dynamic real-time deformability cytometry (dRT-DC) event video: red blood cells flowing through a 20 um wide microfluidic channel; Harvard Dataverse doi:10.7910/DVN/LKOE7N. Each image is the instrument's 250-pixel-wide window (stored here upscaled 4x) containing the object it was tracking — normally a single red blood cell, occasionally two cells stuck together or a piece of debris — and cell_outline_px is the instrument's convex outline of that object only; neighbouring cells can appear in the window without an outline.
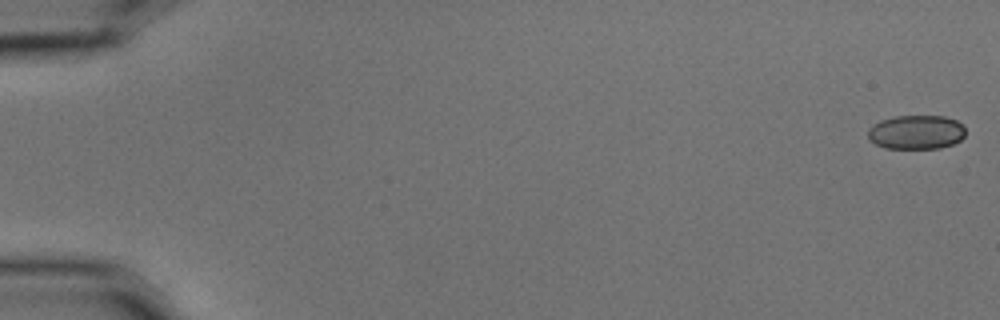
{"species": "common noctule bat (a hibernating species)", "species_latin": "Nyctalus noctula", "temperature_condition": "cold", "stored_images_in_passage": 5, "camera_frame_rate_fps": 3000, "um_per_image_px": 0.085, "animal": {"sex": "male", "body_mass_g": 15.6}, "frame": {"image": 1, "passage_image": 1, "time_ms": 0.0, "image_size_px": [1000, 320], "cell_outline_px": [[964, 136], [960, 140], [952, 144], [940, 148], [884, 148], [868, 140], [868, 128], [880, 120], [896, 116], [944, 116], [956, 120], [964, 124]], "centroid_in_image_um": [77.87, 11.23], "position_along_channel_um": 7.1, "area_um2": 19.48}}
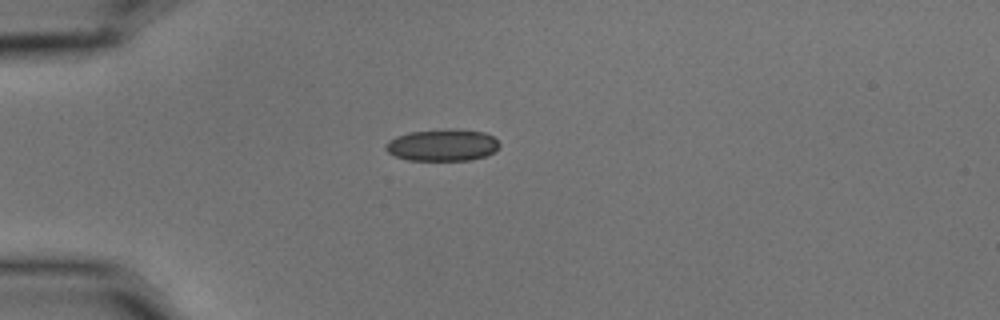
{"frame": {"image": 2, "passage_image": 5, "time_ms": 1.333, "image_size_px": [1000, 320], "cell_outline_px": [[500, 144], [496, 152], [472, 160], [408, 160], [396, 156], [388, 152], [384, 148], [384, 144], [388, 140], [396, 136], [408, 132], [484, 132], [492, 136]], "centroid_in_image_um": [37.57, 12.39], "position_along_channel_um": 47.4, "area_um2": 20.23}}